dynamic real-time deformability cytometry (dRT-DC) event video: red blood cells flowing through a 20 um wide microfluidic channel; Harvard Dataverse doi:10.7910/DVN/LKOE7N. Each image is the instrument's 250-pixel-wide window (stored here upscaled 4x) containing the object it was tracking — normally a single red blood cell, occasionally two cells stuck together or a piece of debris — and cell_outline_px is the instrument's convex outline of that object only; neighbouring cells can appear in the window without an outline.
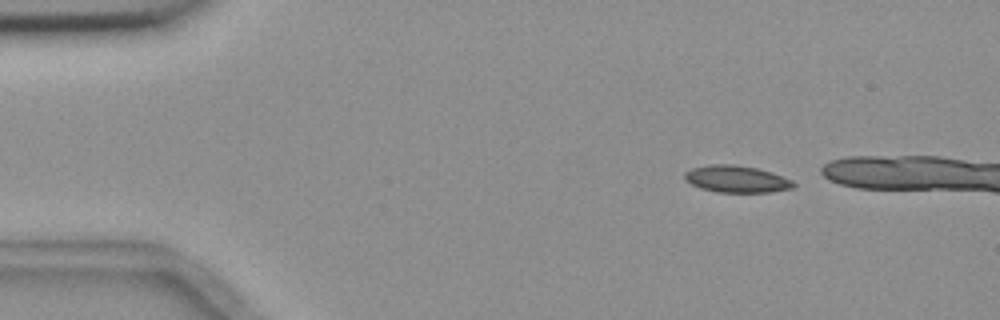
{"species": "common noctule bat (a hibernating species)", "species_latin": "Nyctalus noctula", "temperature_condition": "room temperature", "stored_images_in_passage": 3, "camera_frame_rate_fps": 3000, "um_per_image_px": 0.085, "animal": {"sex": "female", "body_mass_g": 18.4}, "frame": {"image": 1, "passage_image": 1, "time_ms": 0.0, "image_size_px": [1000, 320], "cell_outline_px": [[796, 188], [772, 192], [716, 192], [700, 188], [692, 184], [684, 176], [684, 172], [692, 168], [708, 164], [732, 164], [756, 168], [772, 172], [792, 180], [796, 184]], "centroid_in_image_um": [62.64, 15.22], "position_along_channel_um": 22.4, "area_um2": 17.17}}